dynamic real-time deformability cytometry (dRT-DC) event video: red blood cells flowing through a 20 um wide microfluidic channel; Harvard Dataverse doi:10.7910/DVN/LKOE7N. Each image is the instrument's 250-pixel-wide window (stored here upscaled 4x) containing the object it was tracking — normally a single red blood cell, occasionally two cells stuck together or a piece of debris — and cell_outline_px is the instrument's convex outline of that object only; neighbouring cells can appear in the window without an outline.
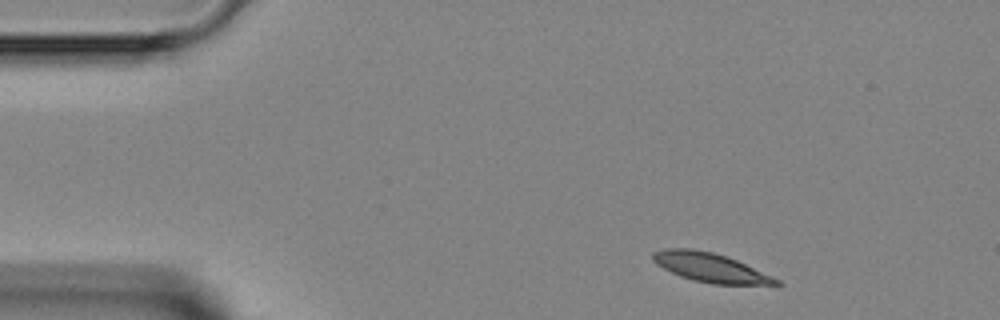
{"species": "Egyptian fruit bat (a non-hibernating species)", "species_latin": "Rousettus aegyptiacus", "temperature_condition": "room temperature", "stored_images_in_passage": 4, "segment_of_instrument_passage": [1, 2], "camera_frame_rate_fps": 3000, "um_per_image_px": 0.085, "animal": {"sex": "female"}, "frame": {"image": 1, "passage_image": 1, "time_ms": 0.0, "image_size_px": [1000, 320], "cell_outline_px": [[784, 284], [776, 288], [712, 284], [680, 276], [656, 264], [652, 260], [652, 252], [664, 248], [692, 248], [712, 252], [736, 260], [780, 280]], "centroid_in_image_um": [60.52, 22.8], "position_along_channel_um": 24.5, "area_um2": 21.56}}
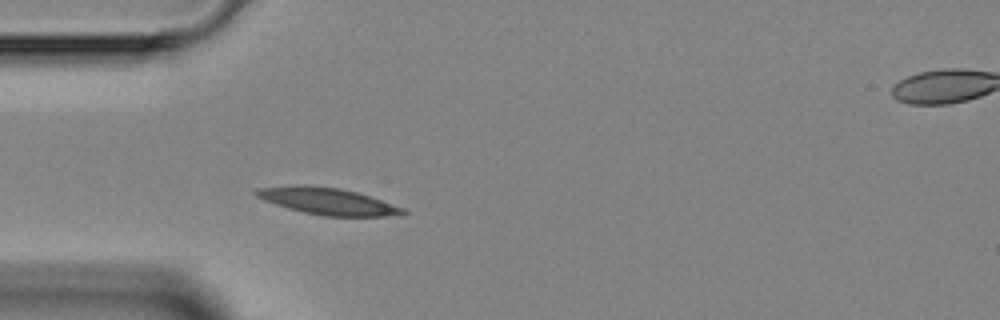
{"frame": {"image": 2, "passage_image": 3, "time_ms": 2.333, "image_size_px": [1000, 320], "cell_outline_px": [[408, 212], [404, 216], [324, 216], [304, 212], [288, 208], [264, 200], [256, 196], [252, 192], [256, 188], [292, 184], [304, 184], [340, 188], [356, 192], [404, 208]], "centroid_in_image_um": [27.82, 17.09], "position_along_channel_um": 57.2, "area_um2": 23.06}}